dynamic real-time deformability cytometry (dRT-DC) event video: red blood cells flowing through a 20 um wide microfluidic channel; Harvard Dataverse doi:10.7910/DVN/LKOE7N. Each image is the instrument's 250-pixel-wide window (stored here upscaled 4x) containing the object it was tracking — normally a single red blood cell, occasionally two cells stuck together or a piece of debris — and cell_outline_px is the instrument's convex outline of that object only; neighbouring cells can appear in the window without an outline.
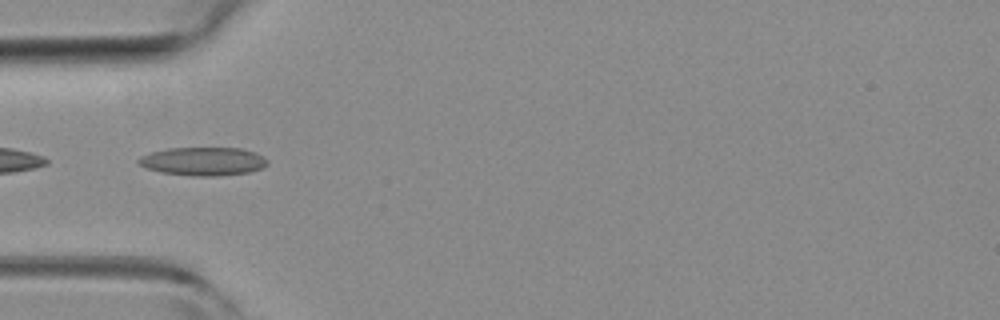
{"species": "common noctule bat (a hibernating species)", "species_latin": "Nyctalus noctula", "temperature_condition": "room temperature", "stored_images_in_passage": 22, "camera_frame_rate_fps": 3000, "um_per_image_px": 0.085, "animal": {"sex": "female", "body_mass_g": 19.3, "forearm_length_mm": 54.1}, "frame": {"image": 1, "passage_image": 10, "time_ms": 3.0, "image_size_px": [1000, 320], "cell_outline_px": [[268, 164], [264, 168], [248, 172], [220, 176], [192, 176], [160, 172], [144, 168], [136, 160], [140, 156], [152, 152], [168, 148], [240, 148], [252, 152], [268, 160]], "centroid_in_image_um": [17.24, 13.72], "position_along_channel_um": 67.8, "area_um2": 21.33}}
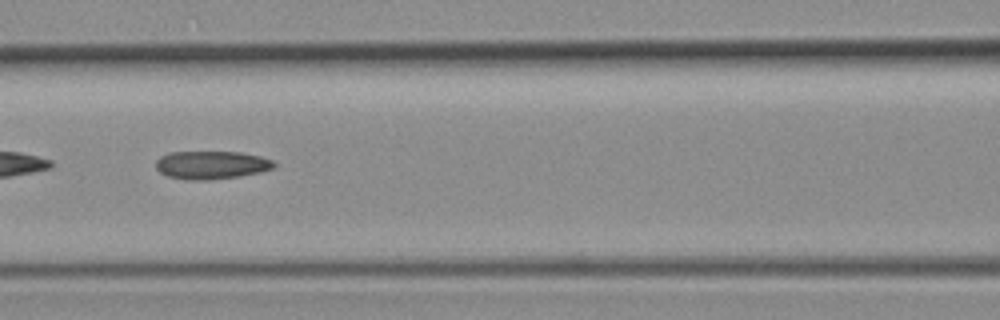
{"frame": {"image": 2, "passage_image": 16, "time_ms": 5.0, "image_size_px": [1000, 320], "cell_outline_px": [[276, 168], [260, 172], [240, 176], [212, 180], [184, 180], [168, 176], [160, 172], [156, 168], [156, 160], [160, 156], [168, 152], [240, 152], [260, 156], [272, 160], [276, 164]], "centroid_in_image_um": [17.97, 14.03], "position_along_channel_um": 148.6, "area_um2": 19.59}}
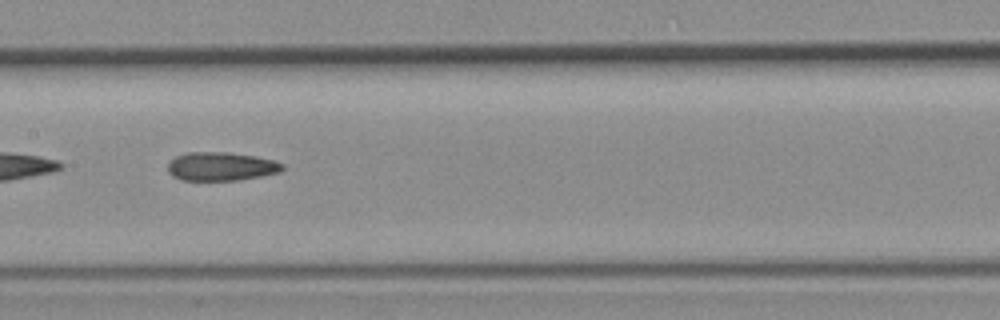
{"frame": {"image": 3, "passage_image": 19, "time_ms": 6.0, "image_size_px": [1000, 320], "cell_outline_px": [[284, 168], [280, 172], [260, 176], [236, 180], [180, 180], [172, 176], [168, 172], [168, 164], [176, 156], [188, 152], [228, 152], [256, 156], [272, 160], [284, 164]], "centroid_in_image_um": [18.78, 14.14], "position_along_channel_um": 188.6, "area_um2": 19.07}}